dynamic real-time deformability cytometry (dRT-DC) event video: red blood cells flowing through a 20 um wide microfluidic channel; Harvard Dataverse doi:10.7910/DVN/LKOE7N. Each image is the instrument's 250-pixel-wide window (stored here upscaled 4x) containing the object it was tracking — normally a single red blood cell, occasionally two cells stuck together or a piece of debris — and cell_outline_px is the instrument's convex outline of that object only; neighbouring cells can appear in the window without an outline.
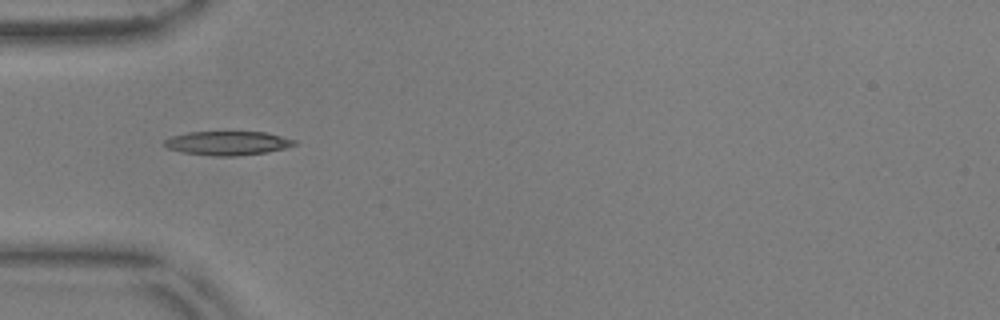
{"species": "common noctule bat (a hibernating species)", "species_latin": "Nyctalus noctula", "temperature_condition": "warm", "stored_images_in_passage": 31, "camera_frame_rate_fps": 3000, "um_per_image_px": 0.085, "animal": {"sex": "male", "body_mass_g": 17.9, "forearm_length_mm": 54.2}, "frame": {"image": 1, "passage_image": 1, "time_ms": 0.0, "image_size_px": [1000, 320], "cell_outline_px": [[296, 144], [284, 148], [268, 152], [236, 156], [212, 156], [184, 152], [168, 148], [164, 144], [164, 140], [172, 136], [188, 132], [264, 132], [296, 140]], "centroid_in_image_um": [19.34, 12.17], "position_along_channel_um": 65.7, "area_um2": 17.98}}
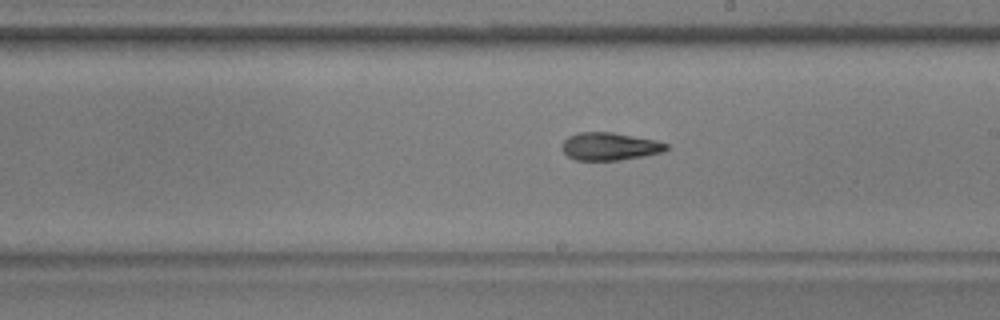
{"frame": {"image": 2, "passage_image": 15, "time_ms": 4.667, "image_size_px": [1000, 320], "cell_outline_px": [[668, 148], [664, 152], [644, 156], [620, 160], [576, 160], [568, 156], [560, 148], [560, 144], [568, 136], [576, 132], [612, 132], [656, 140], [668, 144]], "centroid_in_image_um": [51.8, 12.44], "position_along_channel_um": 237.2, "area_um2": 17.05}}
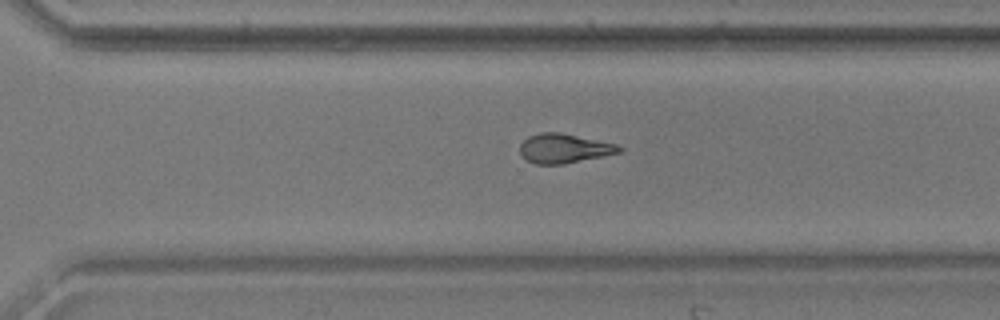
{"frame": {"image": 3, "passage_image": 22, "time_ms": 7.0, "image_size_px": [1000, 320], "cell_outline_px": [[624, 148], [620, 152], [604, 156], [564, 164], [536, 164], [524, 160], [520, 156], [520, 144], [528, 136], [540, 132], [560, 132], [616, 144]], "centroid_in_image_um": [47.91, 12.62], "position_along_channel_um": 322.7, "area_um2": 17.11}, "authors_computed_cell_mechanics": {"area_um2": 16.8776, "velocity_mm_per_s": 3.6785, "shape_relaxation_time_tau1_ms": 8.9137, "shape_relaxation_time_tau2_ms": 5.8439, "deformation_change_tau1": 0.2288, "deformation_change_tau2": 0.1565}}